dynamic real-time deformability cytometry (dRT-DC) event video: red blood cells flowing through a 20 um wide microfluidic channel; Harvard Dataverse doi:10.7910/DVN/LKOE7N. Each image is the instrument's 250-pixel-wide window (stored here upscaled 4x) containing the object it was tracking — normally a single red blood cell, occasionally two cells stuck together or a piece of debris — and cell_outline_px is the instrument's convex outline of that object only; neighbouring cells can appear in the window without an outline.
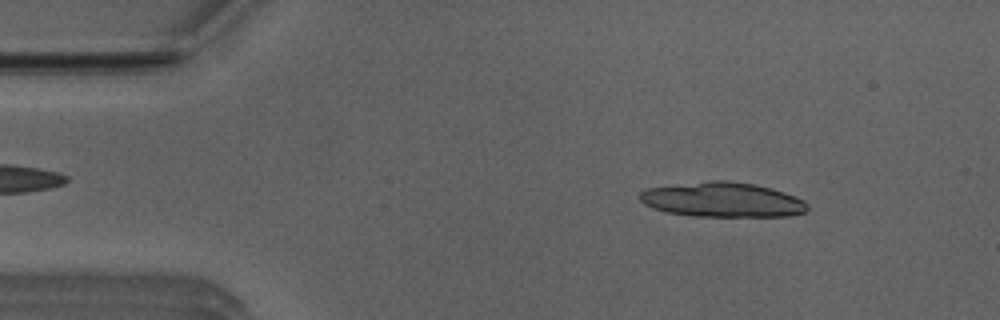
{"species": "Egyptian fruit bat (a non-hibernating species)", "species_latin": "Rousettus aegyptiacus", "temperature_condition": "room temperature", "stored_images_in_passage": 37, "camera_frame_rate_fps": 3000, "um_per_image_px": 0.085, "animal": {"sex": "male"}, "frame": {"image": 1, "passage_image": 6, "time_ms": 1.667, "image_size_px": [1000, 320], "cell_outline_px": [[808, 208], [804, 212], [788, 216], [692, 216], [668, 212], [652, 208], [644, 204], [636, 196], [640, 192], [648, 188], [712, 180], [728, 180], [756, 184], [772, 188], [784, 192], [804, 200], [808, 204]], "centroid_in_image_um": [61.4, 16.97], "position_along_channel_um": 23.6, "area_um2": 34.04}}